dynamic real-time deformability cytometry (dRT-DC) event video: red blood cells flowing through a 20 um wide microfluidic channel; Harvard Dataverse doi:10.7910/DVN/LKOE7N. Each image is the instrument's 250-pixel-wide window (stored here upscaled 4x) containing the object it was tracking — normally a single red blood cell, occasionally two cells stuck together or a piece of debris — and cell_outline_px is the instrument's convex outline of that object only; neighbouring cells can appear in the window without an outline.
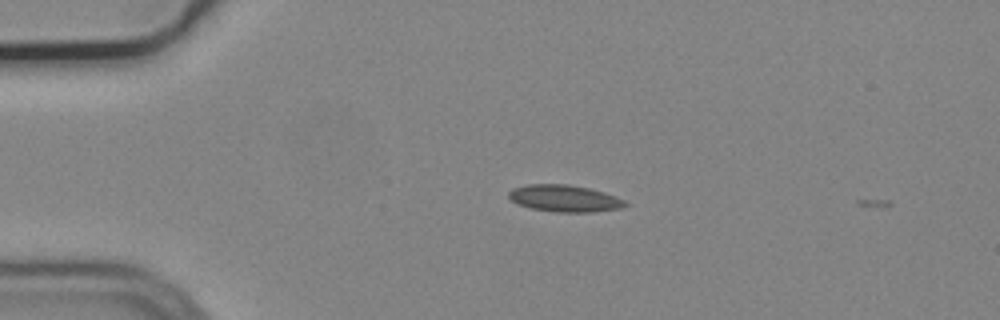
{"species": "common noctule bat (a hibernating species)", "species_latin": "Nyctalus noctula", "temperature_condition": "cold", "stored_images_in_passage": 3, "camera_frame_rate_fps": 3000, "um_per_image_px": 0.085, "animal": {"sex": "male", "body_mass_g": 19.2, "forearm_length_mm": 51.8}, "frame": {"image": 1, "passage_image": 1, "time_ms": 0.0, "image_size_px": [1000, 320], "cell_outline_px": [[628, 204], [624, 208], [588, 212], [556, 212], [532, 208], [516, 204], [508, 196], [508, 192], [512, 188], [528, 184], [568, 184], [588, 188], [604, 192], [616, 196], [624, 200]], "centroid_in_image_um": [47.98, 16.86], "position_along_channel_um": 37.0, "area_um2": 18.26}}